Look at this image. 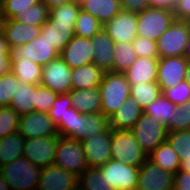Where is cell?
<instances>
[{
  "instance_id": "obj_1",
  "label": "cell",
  "mask_w": 190,
  "mask_h": 190,
  "mask_svg": "<svg viewBox=\"0 0 190 190\" xmlns=\"http://www.w3.org/2000/svg\"><path fill=\"white\" fill-rule=\"evenodd\" d=\"M109 128V118L104 114H82L74 107H70L64 118H60L57 131L60 136L82 141Z\"/></svg>"
},
{
  "instance_id": "obj_2",
  "label": "cell",
  "mask_w": 190,
  "mask_h": 190,
  "mask_svg": "<svg viewBox=\"0 0 190 190\" xmlns=\"http://www.w3.org/2000/svg\"><path fill=\"white\" fill-rule=\"evenodd\" d=\"M98 88L102 101L101 113L108 118L130 97L131 85L124 73H104Z\"/></svg>"
},
{
  "instance_id": "obj_3",
  "label": "cell",
  "mask_w": 190,
  "mask_h": 190,
  "mask_svg": "<svg viewBox=\"0 0 190 190\" xmlns=\"http://www.w3.org/2000/svg\"><path fill=\"white\" fill-rule=\"evenodd\" d=\"M111 159L140 167L148 155L139 145L131 130L111 129Z\"/></svg>"
},
{
  "instance_id": "obj_4",
  "label": "cell",
  "mask_w": 190,
  "mask_h": 190,
  "mask_svg": "<svg viewBox=\"0 0 190 190\" xmlns=\"http://www.w3.org/2000/svg\"><path fill=\"white\" fill-rule=\"evenodd\" d=\"M42 168L34 165L24 156L1 166V174L11 190H37Z\"/></svg>"
},
{
  "instance_id": "obj_5",
  "label": "cell",
  "mask_w": 190,
  "mask_h": 190,
  "mask_svg": "<svg viewBox=\"0 0 190 190\" xmlns=\"http://www.w3.org/2000/svg\"><path fill=\"white\" fill-rule=\"evenodd\" d=\"M175 19L174 10L148 7L137 14V36L156 42Z\"/></svg>"
},
{
  "instance_id": "obj_6",
  "label": "cell",
  "mask_w": 190,
  "mask_h": 190,
  "mask_svg": "<svg viewBox=\"0 0 190 190\" xmlns=\"http://www.w3.org/2000/svg\"><path fill=\"white\" fill-rule=\"evenodd\" d=\"M79 177L89 169L81 141L58 135L54 163Z\"/></svg>"
},
{
  "instance_id": "obj_7",
  "label": "cell",
  "mask_w": 190,
  "mask_h": 190,
  "mask_svg": "<svg viewBox=\"0 0 190 190\" xmlns=\"http://www.w3.org/2000/svg\"><path fill=\"white\" fill-rule=\"evenodd\" d=\"M190 22L175 19L156 41L159 58L184 56Z\"/></svg>"
},
{
  "instance_id": "obj_8",
  "label": "cell",
  "mask_w": 190,
  "mask_h": 190,
  "mask_svg": "<svg viewBox=\"0 0 190 190\" xmlns=\"http://www.w3.org/2000/svg\"><path fill=\"white\" fill-rule=\"evenodd\" d=\"M131 132L147 155L167 139L166 127L144 112Z\"/></svg>"
},
{
  "instance_id": "obj_9",
  "label": "cell",
  "mask_w": 190,
  "mask_h": 190,
  "mask_svg": "<svg viewBox=\"0 0 190 190\" xmlns=\"http://www.w3.org/2000/svg\"><path fill=\"white\" fill-rule=\"evenodd\" d=\"M59 51L44 36H39L26 43L10 49L11 60L33 61L41 66L47 65L59 56Z\"/></svg>"
},
{
  "instance_id": "obj_10",
  "label": "cell",
  "mask_w": 190,
  "mask_h": 190,
  "mask_svg": "<svg viewBox=\"0 0 190 190\" xmlns=\"http://www.w3.org/2000/svg\"><path fill=\"white\" fill-rule=\"evenodd\" d=\"M97 169L114 190H136L140 167L111 159Z\"/></svg>"
},
{
  "instance_id": "obj_11",
  "label": "cell",
  "mask_w": 190,
  "mask_h": 190,
  "mask_svg": "<svg viewBox=\"0 0 190 190\" xmlns=\"http://www.w3.org/2000/svg\"><path fill=\"white\" fill-rule=\"evenodd\" d=\"M58 135L25 139L23 156L34 165L44 168L54 163Z\"/></svg>"
},
{
  "instance_id": "obj_12",
  "label": "cell",
  "mask_w": 190,
  "mask_h": 190,
  "mask_svg": "<svg viewBox=\"0 0 190 190\" xmlns=\"http://www.w3.org/2000/svg\"><path fill=\"white\" fill-rule=\"evenodd\" d=\"M72 69L58 56L42 68L41 85L48 87L58 95L67 94L71 87Z\"/></svg>"
},
{
  "instance_id": "obj_13",
  "label": "cell",
  "mask_w": 190,
  "mask_h": 190,
  "mask_svg": "<svg viewBox=\"0 0 190 190\" xmlns=\"http://www.w3.org/2000/svg\"><path fill=\"white\" fill-rule=\"evenodd\" d=\"M89 168H99L111 160V128L81 141Z\"/></svg>"
},
{
  "instance_id": "obj_14",
  "label": "cell",
  "mask_w": 190,
  "mask_h": 190,
  "mask_svg": "<svg viewBox=\"0 0 190 190\" xmlns=\"http://www.w3.org/2000/svg\"><path fill=\"white\" fill-rule=\"evenodd\" d=\"M174 174L148 159L140 166L136 190H172Z\"/></svg>"
},
{
  "instance_id": "obj_15",
  "label": "cell",
  "mask_w": 190,
  "mask_h": 190,
  "mask_svg": "<svg viewBox=\"0 0 190 190\" xmlns=\"http://www.w3.org/2000/svg\"><path fill=\"white\" fill-rule=\"evenodd\" d=\"M18 132L26 139L59 135L48 113L38 111L20 117Z\"/></svg>"
},
{
  "instance_id": "obj_16",
  "label": "cell",
  "mask_w": 190,
  "mask_h": 190,
  "mask_svg": "<svg viewBox=\"0 0 190 190\" xmlns=\"http://www.w3.org/2000/svg\"><path fill=\"white\" fill-rule=\"evenodd\" d=\"M103 29L115 43H132L137 36V14L121 10L103 25Z\"/></svg>"
},
{
  "instance_id": "obj_17",
  "label": "cell",
  "mask_w": 190,
  "mask_h": 190,
  "mask_svg": "<svg viewBox=\"0 0 190 190\" xmlns=\"http://www.w3.org/2000/svg\"><path fill=\"white\" fill-rule=\"evenodd\" d=\"M187 64L184 56L159 58L156 82L161 90L184 81Z\"/></svg>"
},
{
  "instance_id": "obj_18",
  "label": "cell",
  "mask_w": 190,
  "mask_h": 190,
  "mask_svg": "<svg viewBox=\"0 0 190 190\" xmlns=\"http://www.w3.org/2000/svg\"><path fill=\"white\" fill-rule=\"evenodd\" d=\"M78 177L55 164L42 168L37 190H77Z\"/></svg>"
},
{
  "instance_id": "obj_19",
  "label": "cell",
  "mask_w": 190,
  "mask_h": 190,
  "mask_svg": "<svg viewBox=\"0 0 190 190\" xmlns=\"http://www.w3.org/2000/svg\"><path fill=\"white\" fill-rule=\"evenodd\" d=\"M94 48L89 38L73 36L59 56L73 69L93 62Z\"/></svg>"
},
{
  "instance_id": "obj_20",
  "label": "cell",
  "mask_w": 190,
  "mask_h": 190,
  "mask_svg": "<svg viewBox=\"0 0 190 190\" xmlns=\"http://www.w3.org/2000/svg\"><path fill=\"white\" fill-rule=\"evenodd\" d=\"M0 29L10 49L25 45L41 34V26L25 24L13 19H2Z\"/></svg>"
},
{
  "instance_id": "obj_21",
  "label": "cell",
  "mask_w": 190,
  "mask_h": 190,
  "mask_svg": "<svg viewBox=\"0 0 190 190\" xmlns=\"http://www.w3.org/2000/svg\"><path fill=\"white\" fill-rule=\"evenodd\" d=\"M91 44L94 48L93 64L99 67L104 73L113 72V39L101 28L92 38Z\"/></svg>"
},
{
  "instance_id": "obj_22",
  "label": "cell",
  "mask_w": 190,
  "mask_h": 190,
  "mask_svg": "<svg viewBox=\"0 0 190 190\" xmlns=\"http://www.w3.org/2000/svg\"><path fill=\"white\" fill-rule=\"evenodd\" d=\"M159 58L137 57L134 63L124 72L130 85L157 81Z\"/></svg>"
},
{
  "instance_id": "obj_23",
  "label": "cell",
  "mask_w": 190,
  "mask_h": 190,
  "mask_svg": "<svg viewBox=\"0 0 190 190\" xmlns=\"http://www.w3.org/2000/svg\"><path fill=\"white\" fill-rule=\"evenodd\" d=\"M143 109L137 102L129 97L122 105L109 117V126L114 130H131L143 113Z\"/></svg>"
},
{
  "instance_id": "obj_24",
  "label": "cell",
  "mask_w": 190,
  "mask_h": 190,
  "mask_svg": "<svg viewBox=\"0 0 190 190\" xmlns=\"http://www.w3.org/2000/svg\"><path fill=\"white\" fill-rule=\"evenodd\" d=\"M72 106L82 114L101 113V95L98 87L72 89L70 92Z\"/></svg>"
},
{
  "instance_id": "obj_25",
  "label": "cell",
  "mask_w": 190,
  "mask_h": 190,
  "mask_svg": "<svg viewBox=\"0 0 190 190\" xmlns=\"http://www.w3.org/2000/svg\"><path fill=\"white\" fill-rule=\"evenodd\" d=\"M41 36L51 44L56 50L61 52L66 44L74 36V28L70 24L56 23V20H47L41 26Z\"/></svg>"
},
{
  "instance_id": "obj_26",
  "label": "cell",
  "mask_w": 190,
  "mask_h": 190,
  "mask_svg": "<svg viewBox=\"0 0 190 190\" xmlns=\"http://www.w3.org/2000/svg\"><path fill=\"white\" fill-rule=\"evenodd\" d=\"M103 75L104 72L93 63L73 68L71 87L74 90L98 87L102 82Z\"/></svg>"
},
{
  "instance_id": "obj_27",
  "label": "cell",
  "mask_w": 190,
  "mask_h": 190,
  "mask_svg": "<svg viewBox=\"0 0 190 190\" xmlns=\"http://www.w3.org/2000/svg\"><path fill=\"white\" fill-rule=\"evenodd\" d=\"M81 9L104 25L121 11V3L120 0H85Z\"/></svg>"
},
{
  "instance_id": "obj_28",
  "label": "cell",
  "mask_w": 190,
  "mask_h": 190,
  "mask_svg": "<svg viewBox=\"0 0 190 190\" xmlns=\"http://www.w3.org/2000/svg\"><path fill=\"white\" fill-rule=\"evenodd\" d=\"M10 107L20 116L36 111V85L18 80L17 91L14 93Z\"/></svg>"
},
{
  "instance_id": "obj_29",
  "label": "cell",
  "mask_w": 190,
  "mask_h": 190,
  "mask_svg": "<svg viewBox=\"0 0 190 190\" xmlns=\"http://www.w3.org/2000/svg\"><path fill=\"white\" fill-rule=\"evenodd\" d=\"M148 160L172 174H175L180 169L179 155L167 140L148 155Z\"/></svg>"
},
{
  "instance_id": "obj_30",
  "label": "cell",
  "mask_w": 190,
  "mask_h": 190,
  "mask_svg": "<svg viewBox=\"0 0 190 190\" xmlns=\"http://www.w3.org/2000/svg\"><path fill=\"white\" fill-rule=\"evenodd\" d=\"M25 139L18 131L0 139V166L7 165L23 156Z\"/></svg>"
},
{
  "instance_id": "obj_31",
  "label": "cell",
  "mask_w": 190,
  "mask_h": 190,
  "mask_svg": "<svg viewBox=\"0 0 190 190\" xmlns=\"http://www.w3.org/2000/svg\"><path fill=\"white\" fill-rule=\"evenodd\" d=\"M12 73L22 83L39 85L42 80V68L40 64L26 60H11Z\"/></svg>"
},
{
  "instance_id": "obj_32",
  "label": "cell",
  "mask_w": 190,
  "mask_h": 190,
  "mask_svg": "<svg viewBox=\"0 0 190 190\" xmlns=\"http://www.w3.org/2000/svg\"><path fill=\"white\" fill-rule=\"evenodd\" d=\"M177 106L161 94L156 100L148 104L143 111L166 127Z\"/></svg>"
},
{
  "instance_id": "obj_33",
  "label": "cell",
  "mask_w": 190,
  "mask_h": 190,
  "mask_svg": "<svg viewBox=\"0 0 190 190\" xmlns=\"http://www.w3.org/2000/svg\"><path fill=\"white\" fill-rule=\"evenodd\" d=\"M113 56V72L115 73H124L137 58L132 43L128 42L114 43Z\"/></svg>"
},
{
  "instance_id": "obj_34",
  "label": "cell",
  "mask_w": 190,
  "mask_h": 190,
  "mask_svg": "<svg viewBox=\"0 0 190 190\" xmlns=\"http://www.w3.org/2000/svg\"><path fill=\"white\" fill-rule=\"evenodd\" d=\"M161 88L157 82L131 85L130 97L144 110L148 104L161 95Z\"/></svg>"
},
{
  "instance_id": "obj_35",
  "label": "cell",
  "mask_w": 190,
  "mask_h": 190,
  "mask_svg": "<svg viewBox=\"0 0 190 190\" xmlns=\"http://www.w3.org/2000/svg\"><path fill=\"white\" fill-rule=\"evenodd\" d=\"M81 9V4L74 1L67 2L49 9L48 20H56V23L70 24L73 28Z\"/></svg>"
},
{
  "instance_id": "obj_36",
  "label": "cell",
  "mask_w": 190,
  "mask_h": 190,
  "mask_svg": "<svg viewBox=\"0 0 190 190\" xmlns=\"http://www.w3.org/2000/svg\"><path fill=\"white\" fill-rule=\"evenodd\" d=\"M79 190H114L104 176L96 168L85 170L78 177Z\"/></svg>"
},
{
  "instance_id": "obj_37",
  "label": "cell",
  "mask_w": 190,
  "mask_h": 190,
  "mask_svg": "<svg viewBox=\"0 0 190 190\" xmlns=\"http://www.w3.org/2000/svg\"><path fill=\"white\" fill-rule=\"evenodd\" d=\"M103 25L91 14L80 9L75 22L74 35L77 37L92 38Z\"/></svg>"
},
{
  "instance_id": "obj_38",
  "label": "cell",
  "mask_w": 190,
  "mask_h": 190,
  "mask_svg": "<svg viewBox=\"0 0 190 190\" xmlns=\"http://www.w3.org/2000/svg\"><path fill=\"white\" fill-rule=\"evenodd\" d=\"M49 17V8L40 2L15 15L12 19L25 24L42 26Z\"/></svg>"
},
{
  "instance_id": "obj_39",
  "label": "cell",
  "mask_w": 190,
  "mask_h": 190,
  "mask_svg": "<svg viewBox=\"0 0 190 190\" xmlns=\"http://www.w3.org/2000/svg\"><path fill=\"white\" fill-rule=\"evenodd\" d=\"M166 130L167 132L190 130V100L177 106Z\"/></svg>"
},
{
  "instance_id": "obj_40",
  "label": "cell",
  "mask_w": 190,
  "mask_h": 190,
  "mask_svg": "<svg viewBox=\"0 0 190 190\" xmlns=\"http://www.w3.org/2000/svg\"><path fill=\"white\" fill-rule=\"evenodd\" d=\"M20 117L10 106L0 108V139L18 131Z\"/></svg>"
},
{
  "instance_id": "obj_41",
  "label": "cell",
  "mask_w": 190,
  "mask_h": 190,
  "mask_svg": "<svg viewBox=\"0 0 190 190\" xmlns=\"http://www.w3.org/2000/svg\"><path fill=\"white\" fill-rule=\"evenodd\" d=\"M166 140L179 155L180 160L183 157H190V130L167 132Z\"/></svg>"
},
{
  "instance_id": "obj_42",
  "label": "cell",
  "mask_w": 190,
  "mask_h": 190,
  "mask_svg": "<svg viewBox=\"0 0 190 190\" xmlns=\"http://www.w3.org/2000/svg\"><path fill=\"white\" fill-rule=\"evenodd\" d=\"M17 87L18 79L12 72L0 76V108L10 106Z\"/></svg>"
},
{
  "instance_id": "obj_43",
  "label": "cell",
  "mask_w": 190,
  "mask_h": 190,
  "mask_svg": "<svg viewBox=\"0 0 190 190\" xmlns=\"http://www.w3.org/2000/svg\"><path fill=\"white\" fill-rule=\"evenodd\" d=\"M40 2L41 0H1L2 19H12L15 15Z\"/></svg>"
},
{
  "instance_id": "obj_44",
  "label": "cell",
  "mask_w": 190,
  "mask_h": 190,
  "mask_svg": "<svg viewBox=\"0 0 190 190\" xmlns=\"http://www.w3.org/2000/svg\"><path fill=\"white\" fill-rule=\"evenodd\" d=\"M161 94L176 105L190 100V86L184 80L171 88L162 89Z\"/></svg>"
},
{
  "instance_id": "obj_45",
  "label": "cell",
  "mask_w": 190,
  "mask_h": 190,
  "mask_svg": "<svg viewBox=\"0 0 190 190\" xmlns=\"http://www.w3.org/2000/svg\"><path fill=\"white\" fill-rule=\"evenodd\" d=\"M73 107L70 99V94H60L54 100L52 107L48 110V116L56 124V127L60 124V118H64V115L68 112V108Z\"/></svg>"
},
{
  "instance_id": "obj_46",
  "label": "cell",
  "mask_w": 190,
  "mask_h": 190,
  "mask_svg": "<svg viewBox=\"0 0 190 190\" xmlns=\"http://www.w3.org/2000/svg\"><path fill=\"white\" fill-rule=\"evenodd\" d=\"M132 45L137 57L159 58L157 44L149 38L136 36L132 41Z\"/></svg>"
},
{
  "instance_id": "obj_47",
  "label": "cell",
  "mask_w": 190,
  "mask_h": 190,
  "mask_svg": "<svg viewBox=\"0 0 190 190\" xmlns=\"http://www.w3.org/2000/svg\"><path fill=\"white\" fill-rule=\"evenodd\" d=\"M58 94L41 84L36 85V111L47 113Z\"/></svg>"
},
{
  "instance_id": "obj_48",
  "label": "cell",
  "mask_w": 190,
  "mask_h": 190,
  "mask_svg": "<svg viewBox=\"0 0 190 190\" xmlns=\"http://www.w3.org/2000/svg\"><path fill=\"white\" fill-rule=\"evenodd\" d=\"M12 72V61L10 56V48L0 29V76Z\"/></svg>"
},
{
  "instance_id": "obj_49",
  "label": "cell",
  "mask_w": 190,
  "mask_h": 190,
  "mask_svg": "<svg viewBox=\"0 0 190 190\" xmlns=\"http://www.w3.org/2000/svg\"><path fill=\"white\" fill-rule=\"evenodd\" d=\"M121 10L138 14L150 7L149 0H120Z\"/></svg>"
},
{
  "instance_id": "obj_50",
  "label": "cell",
  "mask_w": 190,
  "mask_h": 190,
  "mask_svg": "<svg viewBox=\"0 0 190 190\" xmlns=\"http://www.w3.org/2000/svg\"><path fill=\"white\" fill-rule=\"evenodd\" d=\"M174 16L178 20L190 22V0H178L174 8Z\"/></svg>"
},
{
  "instance_id": "obj_51",
  "label": "cell",
  "mask_w": 190,
  "mask_h": 190,
  "mask_svg": "<svg viewBox=\"0 0 190 190\" xmlns=\"http://www.w3.org/2000/svg\"><path fill=\"white\" fill-rule=\"evenodd\" d=\"M172 190H190V173L178 170L174 174Z\"/></svg>"
},
{
  "instance_id": "obj_52",
  "label": "cell",
  "mask_w": 190,
  "mask_h": 190,
  "mask_svg": "<svg viewBox=\"0 0 190 190\" xmlns=\"http://www.w3.org/2000/svg\"><path fill=\"white\" fill-rule=\"evenodd\" d=\"M150 7L166 8L174 10L176 1L175 0H149Z\"/></svg>"
},
{
  "instance_id": "obj_53",
  "label": "cell",
  "mask_w": 190,
  "mask_h": 190,
  "mask_svg": "<svg viewBox=\"0 0 190 190\" xmlns=\"http://www.w3.org/2000/svg\"><path fill=\"white\" fill-rule=\"evenodd\" d=\"M70 1L72 0H41V2L44 3L45 6L48 7L49 9L61 4H65Z\"/></svg>"
},
{
  "instance_id": "obj_54",
  "label": "cell",
  "mask_w": 190,
  "mask_h": 190,
  "mask_svg": "<svg viewBox=\"0 0 190 190\" xmlns=\"http://www.w3.org/2000/svg\"><path fill=\"white\" fill-rule=\"evenodd\" d=\"M179 170L190 173V157H183L180 160V169Z\"/></svg>"
},
{
  "instance_id": "obj_55",
  "label": "cell",
  "mask_w": 190,
  "mask_h": 190,
  "mask_svg": "<svg viewBox=\"0 0 190 190\" xmlns=\"http://www.w3.org/2000/svg\"><path fill=\"white\" fill-rule=\"evenodd\" d=\"M0 190H11L7 180L3 177L1 173H0Z\"/></svg>"
},
{
  "instance_id": "obj_56",
  "label": "cell",
  "mask_w": 190,
  "mask_h": 190,
  "mask_svg": "<svg viewBox=\"0 0 190 190\" xmlns=\"http://www.w3.org/2000/svg\"><path fill=\"white\" fill-rule=\"evenodd\" d=\"M184 57L190 61V35L188 37L187 45L185 47Z\"/></svg>"
},
{
  "instance_id": "obj_57",
  "label": "cell",
  "mask_w": 190,
  "mask_h": 190,
  "mask_svg": "<svg viewBox=\"0 0 190 190\" xmlns=\"http://www.w3.org/2000/svg\"><path fill=\"white\" fill-rule=\"evenodd\" d=\"M185 81L189 84L190 86V61H188L187 67H186V72H185Z\"/></svg>"
},
{
  "instance_id": "obj_58",
  "label": "cell",
  "mask_w": 190,
  "mask_h": 190,
  "mask_svg": "<svg viewBox=\"0 0 190 190\" xmlns=\"http://www.w3.org/2000/svg\"><path fill=\"white\" fill-rule=\"evenodd\" d=\"M2 21V8H1V0H0V22Z\"/></svg>"
},
{
  "instance_id": "obj_59",
  "label": "cell",
  "mask_w": 190,
  "mask_h": 190,
  "mask_svg": "<svg viewBox=\"0 0 190 190\" xmlns=\"http://www.w3.org/2000/svg\"><path fill=\"white\" fill-rule=\"evenodd\" d=\"M72 1H74L75 3L81 4V3L84 2L85 0H72Z\"/></svg>"
}]
</instances>
